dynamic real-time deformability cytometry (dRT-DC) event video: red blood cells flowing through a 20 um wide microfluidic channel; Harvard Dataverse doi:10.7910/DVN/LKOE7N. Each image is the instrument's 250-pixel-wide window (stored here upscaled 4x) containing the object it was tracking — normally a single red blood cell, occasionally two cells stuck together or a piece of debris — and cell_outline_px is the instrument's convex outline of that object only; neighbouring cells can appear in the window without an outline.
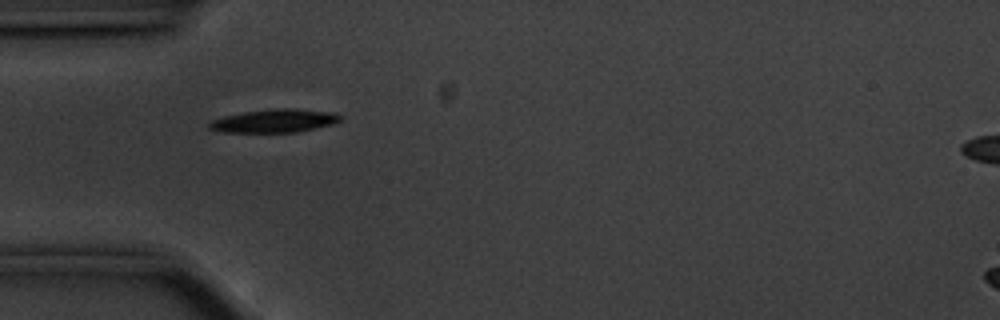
{"species": "common noctule bat (a hibernating species)", "species_latin": "Nyctalus noctula", "temperature_condition": "cold", "stored_images_in_passage": 41, "camera_frame_rate_fps": 3000, "um_per_image_px": 0.085, "animal": {"sex": "male", "body_mass_g": 20.1, "forearm_length_mm": 53.5}, "frame": {"image": 1, "passage_image": 1, "time_ms": 0.0, "image_size_px": [1000, 320], "cell_outline_px": [[340, 120], [332, 124], [296, 132], [224, 132], [208, 128], [208, 124], [212, 120], [224, 116], [244, 112], [276, 108], [292, 108], [336, 112], [340, 116]], "centroid_in_image_um": [23.33, 10.26], "position_along_channel_um": 61.7, "area_um2": 17.63}}
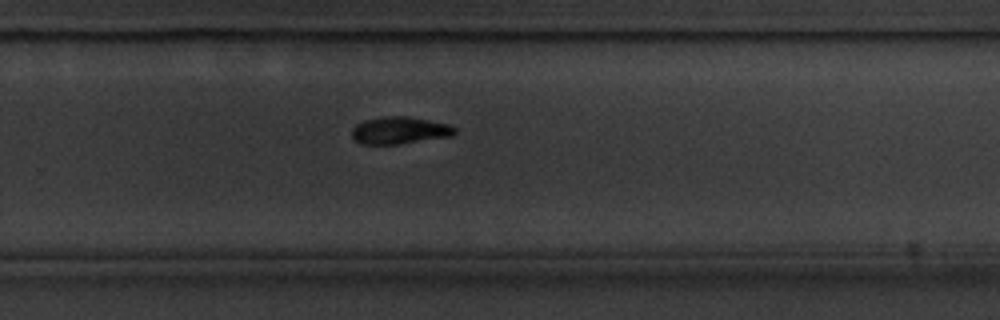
{"frame": {"image": 2, "passage_image": 21, "time_ms": 6.667, "image_size_px": [1000, 320], "cell_outline_px": [[456, 132], [452, 136], [400, 144], [360, 144], [352, 140], [352, 128], [356, 124], [364, 120], [384, 116], [404, 116], [428, 120], [448, 124], [456, 128]], "centroid_in_image_um": [33.93, 11.09], "position_along_channel_um": 295.9, "area_um2": 16.42}}
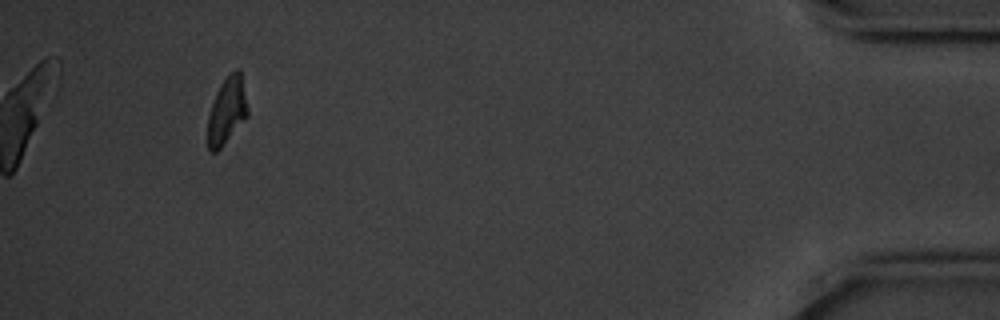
{"frame": {"image": 3, "passage_image": 37, "time_ms": 12.0, "image_size_px": [1000, 320], "cell_outline_px": [[248, 116], [220, 148], [216, 152], [208, 152], [208, 116], [216, 92], [220, 84], [236, 68], [240, 68], [248, 108]], "centroid_in_image_um": [19.29, 9.41], "position_along_channel_um": 415.9, "area_um2": 15.43}, "authors_computed_cell_mechanics": {"area_um2": 16.9932, "velocity_mm_per_s": 3.5344, "shape_relaxation_time_tau1_ms": 2.1421, "shape_relaxation_time_tau2_ms": null, "deformation_change_tau1": 0.1401, "deformation_change_tau2": null}}